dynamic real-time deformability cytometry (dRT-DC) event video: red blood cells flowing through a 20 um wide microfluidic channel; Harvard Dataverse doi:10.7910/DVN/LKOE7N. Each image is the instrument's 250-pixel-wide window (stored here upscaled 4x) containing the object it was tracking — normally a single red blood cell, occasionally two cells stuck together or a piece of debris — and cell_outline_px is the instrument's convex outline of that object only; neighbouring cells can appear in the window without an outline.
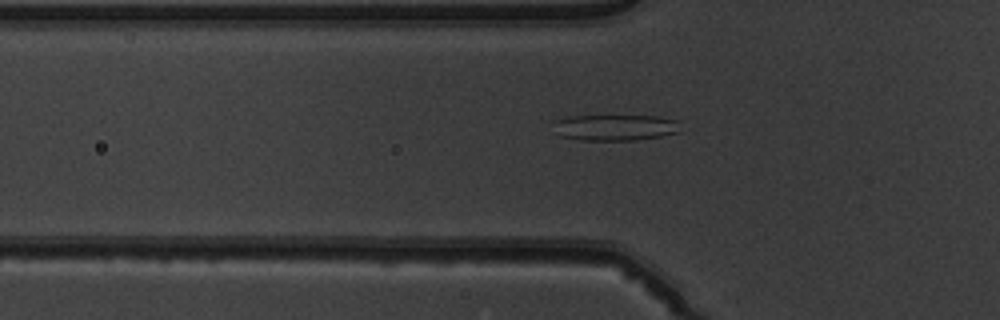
{"species": "common noctule bat (a hibernating species)", "species_latin": "Nyctalus noctula", "temperature_condition": "warm", "stored_images_in_passage": 52, "camera_frame_rate_fps": 3000, "um_per_image_px": 0.085, "animal": {"sex": "male", "body_mass_g": 19.5, "forearm_length_mm": 54.6}, "frame": {"image": 1, "passage_image": 18, "time_ms": 5.667, "image_size_px": [1000, 320], "cell_outline_px": [[680, 132], [660, 136], [636, 140], [580, 140], [560, 136], [552, 120], [568, 116], [660, 116], [680, 120]], "centroid_in_image_um": [52.33, 10.83], "position_along_channel_um": 73.5, "area_um2": 19.48}}
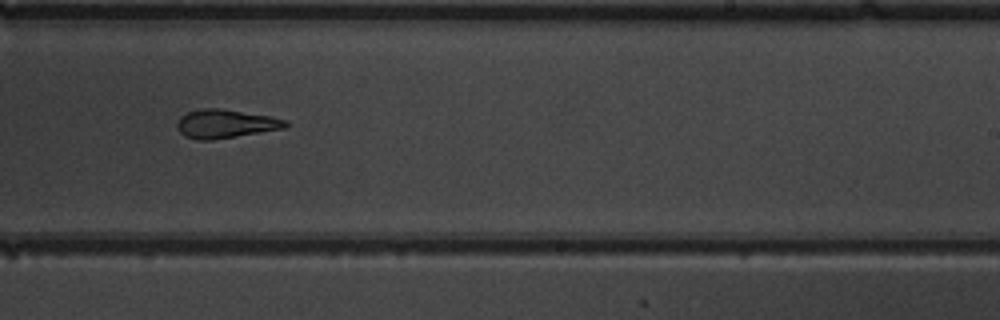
{"frame": {"image": 2, "passage_image": 33, "time_ms": 10.667, "image_size_px": [1000, 320], "cell_outline_px": [[288, 124], [284, 128], [212, 140], [196, 140], [184, 136], [176, 128], [176, 124], [180, 116], [188, 112], [200, 108], [220, 108], [272, 116], [288, 120]], "centroid_in_image_um": [19.14, 10.51], "position_along_channel_um": 269.9, "area_um2": 18.21}}
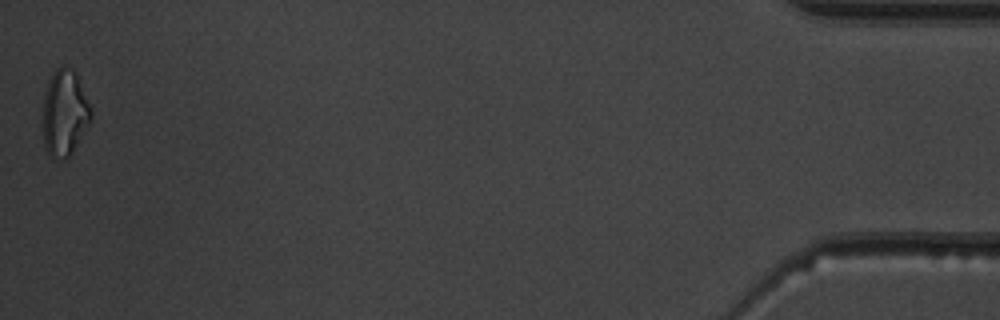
{"frame": {"image": 3, "passage_image": 52, "time_ms": 17.0, "image_size_px": [1000, 320], "cell_outline_px": [[92, 116], [88, 124], [68, 156], [64, 160], [48, 156], [44, 148], [40, 124], [44, 96], [48, 80], [56, 68], [64, 64], [72, 68], [76, 72], [92, 108]], "centroid_in_image_um": [5.43, 9.57], "position_along_channel_um": 429.8, "area_um2": 24.8}, "authors_computed_cell_mechanics": {"area_um2": 19.7965, "velocity_mm_per_s": 3.9289, "shape_relaxation_time_tau1_ms": 7.7454, "shape_relaxation_time_tau2_ms": 3.2824, "deformation_change_tau1": 0.203, "deformation_change_tau2": 0.1299}}